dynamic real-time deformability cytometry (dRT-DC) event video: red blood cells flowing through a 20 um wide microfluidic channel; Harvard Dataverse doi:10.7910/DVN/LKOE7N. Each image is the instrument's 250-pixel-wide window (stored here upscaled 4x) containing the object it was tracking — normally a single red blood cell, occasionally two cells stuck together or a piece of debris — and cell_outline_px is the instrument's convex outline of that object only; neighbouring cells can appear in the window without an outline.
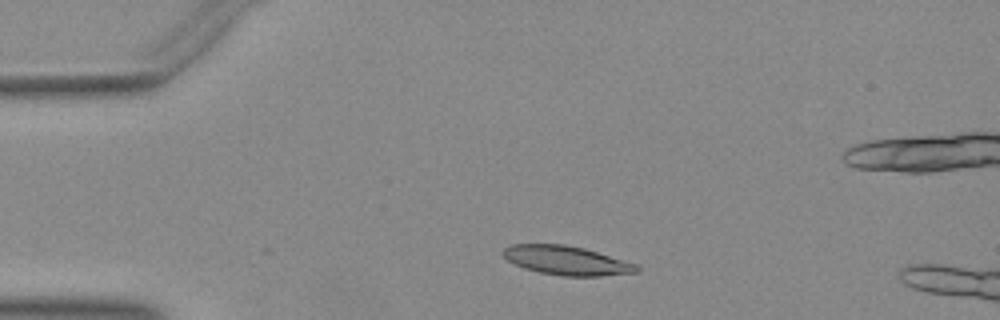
{"species": "Egyptian fruit bat (a non-hibernating species)", "species_latin": "Rousettus aegyptiacus", "temperature_condition": "warm", "stored_images_in_passage": 31, "camera_frame_rate_fps": 3000, "um_per_image_px": 0.085, "animal": {"sex": "female"}, "frame": {"image": 1, "passage_image": 1, "time_ms": 0.0, "image_size_px": [1000, 320], "cell_outline_px": [[640, 268], [636, 272], [600, 276], [564, 276], [540, 272], [524, 268], [508, 260], [500, 252], [508, 244], [564, 244], [584, 248], [640, 264]], "centroid_in_image_um": [48.18, 22.13], "position_along_channel_um": 36.8, "area_um2": 22.72}}
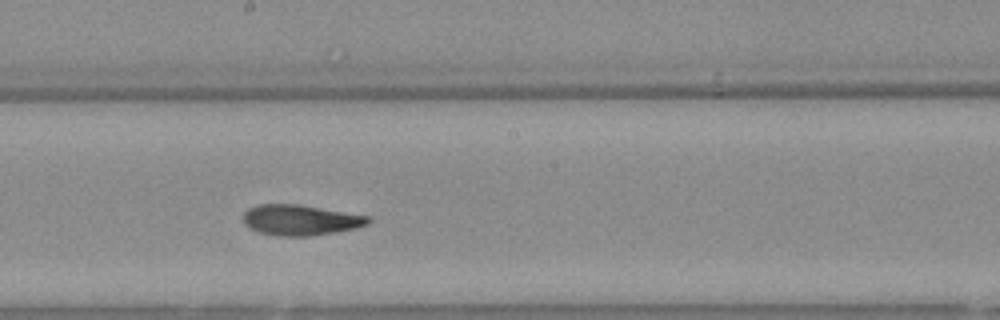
{"frame": {"image": 2, "passage_image": 18, "time_ms": 5.667, "image_size_px": [1000, 320], "cell_outline_px": [[372, 220], [368, 224], [356, 228], [336, 232], [308, 236], [280, 236], [260, 232], [244, 224], [244, 212], [248, 208], [256, 204], [296, 204], [368, 216]], "centroid_in_image_um": [25.53, 18.7], "position_along_channel_um": 222.7, "area_um2": 22.02}}
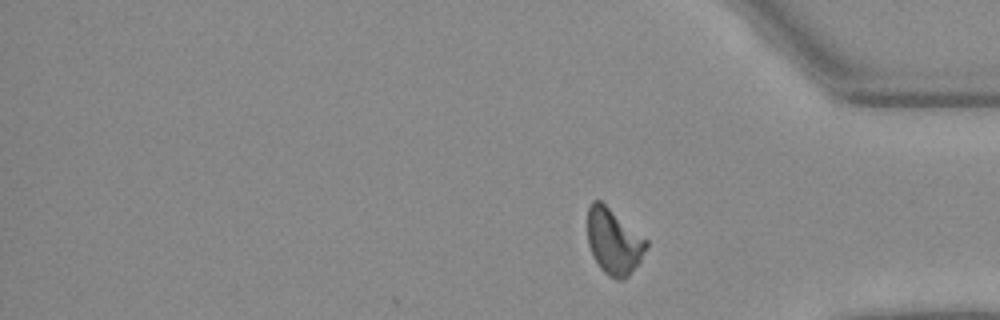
{"frame": {"image": 3, "passage_image": 31, "time_ms": 10.0, "image_size_px": [1000, 320], "cell_outline_px": [[648, 244], [640, 260], [628, 276], [624, 280], [616, 280], [608, 276], [600, 268], [592, 256], [588, 244], [588, 204], [592, 200], [600, 200], [648, 240]], "centroid_in_image_um": [52.15, 20.53], "position_along_channel_um": 383.1, "area_um2": 22.48}}